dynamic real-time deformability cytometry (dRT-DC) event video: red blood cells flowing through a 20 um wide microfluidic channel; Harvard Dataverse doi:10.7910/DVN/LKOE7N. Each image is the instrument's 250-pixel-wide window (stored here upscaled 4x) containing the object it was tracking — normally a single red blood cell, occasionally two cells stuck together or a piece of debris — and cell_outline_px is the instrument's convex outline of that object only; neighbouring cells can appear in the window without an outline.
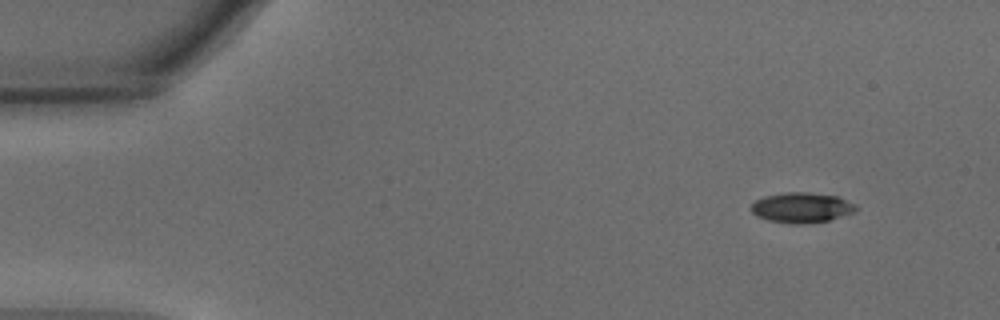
{"species": "common noctule bat (a hibernating species)", "species_latin": "Nyctalus noctula", "temperature_condition": "warm", "stored_images_in_passage": 50, "camera_frame_rate_fps": 3000, "um_per_image_px": 0.085, "animal": {"sex": "male", "body_mass_g": 15.6}, "frame": {"image": 1, "passage_image": 1, "time_ms": 0.0, "image_size_px": [1000, 320], "cell_outline_px": [[856, 208], [852, 212], [828, 220], [800, 224], [792, 224], [768, 220], [756, 216], [748, 208], [756, 200], [764, 196], [784, 192], [808, 192], [840, 196], [856, 204]], "centroid_in_image_um": [68.1, 17.63], "position_along_channel_um": 16.9, "area_um2": 18.5}}
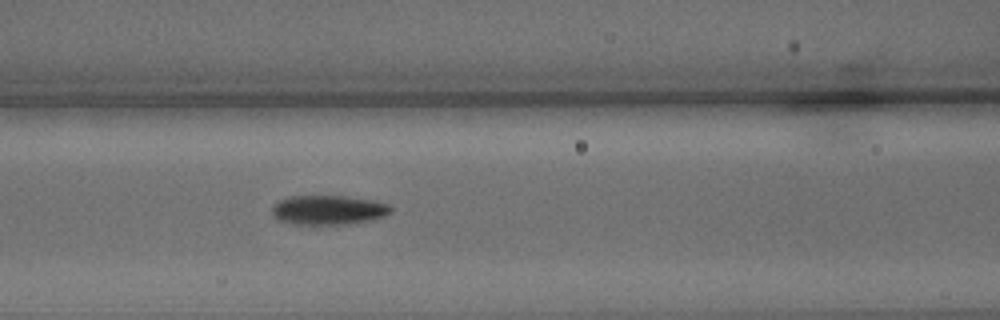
{"frame": {"image": 2, "passage_image": 19, "time_ms": 6.0, "image_size_px": [1000, 320], "cell_outline_px": [[392, 212], [384, 216], [372, 220], [344, 224], [292, 224], [280, 220], [272, 212], [272, 208], [280, 200], [292, 196], [344, 196], [368, 200], [388, 204], [392, 208]], "centroid_in_image_um": [27.93, 17.85], "position_along_channel_um": 138.7, "area_um2": 20.0}}
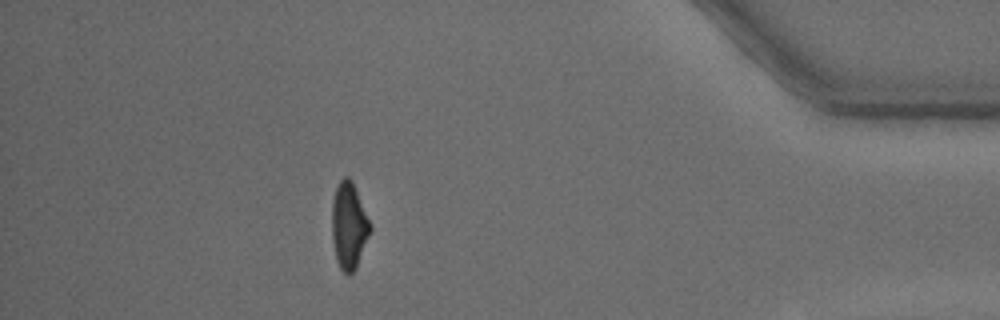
{"frame": {"image": 3, "passage_image": 44, "time_ms": 14.333, "image_size_px": [1000, 320], "cell_outline_px": [[372, 228], [356, 268], [348, 276], [340, 268], [336, 260], [332, 240], [332, 200], [336, 188], [340, 180], [344, 176], [348, 176], [352, 180], [372, 224]], "centroid_in_image_um": [29.66, 19.17], "position_along_channel_um": 405.5, "area_um2": 19.48}, "authors_computed_cell_mechanics": {"area_um2": 19.5075, "velocity_mm_per_s": 3.7538, "shape_relaxation_time_tau1_ms": 2.9922, "shape_relaxation_time_tau2_ms": 2.2226, "deformation_change_tau1": 0.1672, "deformation_change_tau2": 0.09}}